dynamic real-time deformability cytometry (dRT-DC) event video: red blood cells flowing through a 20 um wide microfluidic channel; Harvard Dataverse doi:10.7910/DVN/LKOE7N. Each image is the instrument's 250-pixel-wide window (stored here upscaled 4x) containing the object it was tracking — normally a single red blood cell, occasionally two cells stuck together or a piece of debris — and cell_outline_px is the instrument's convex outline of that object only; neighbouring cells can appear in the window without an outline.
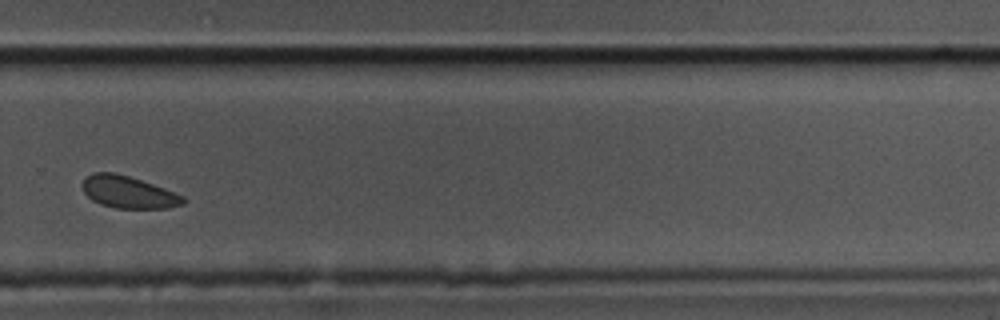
{"species": "common noctule bat (a hibernating species)", "species_latin": "Nyctalus noctula", "temperature_condition": "cold", "stored_images_in_passage": 11, "segment_of_instrument_passage": [1, 2], "camera_frame_rate_fps": 3000, "um_per_image_px": 0.085, "animal": {"sex": "male", "body_mass_g": 17.5, "forearm_length_mm": 52.3}, "frame": {"image": 1, "passage_image": 10, "time_ms": 3.0, "image_size_px": [1000, 320], "cell_outline_px": [[188, 200], [184, 204], [168, 208], [116, 208], [100, 204], [92, 200], [84, 192], [84, 180], [92, 172], [112, 172], [128, 176], [164, 188], [184, 196]], "centroid_in_image_um": [10.95, 16.34], "position_along_channel_um": 318.9, "area_um2": 18.67}}